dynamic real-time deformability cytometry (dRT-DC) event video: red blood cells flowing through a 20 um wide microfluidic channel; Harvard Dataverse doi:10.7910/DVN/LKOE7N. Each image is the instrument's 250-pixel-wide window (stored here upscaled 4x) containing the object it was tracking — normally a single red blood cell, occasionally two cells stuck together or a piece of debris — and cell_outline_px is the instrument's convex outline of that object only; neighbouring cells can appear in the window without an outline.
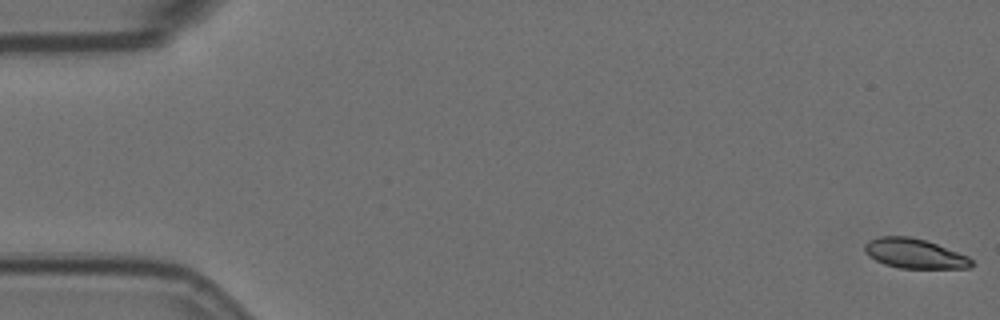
{"species": "Egyptian fruit bat (a non-hibernating species)", "species_latin": "Rousettus aegyptiacus", "temperature_condition": "room temperature", "stored_images_in_passage": 6, "camera_frame_rate_fps": 3000, "um_per_image_px": 0.085, "animal": {"sex": "female"}, "frame": {"image": 1, "passage_image": 1, "time_ms": 0.0, "image_size_px": [1000, 320], "cell_outline_px": [[976, 264], [972, 268], [900, 268], [884, 264], [868, 256], [864, 252], [864, 244], [868, 240], [880, 236], [908, 236], [924, 240], [936, 244], [968, 256]], "centroid_in_image_um": [77.73, 21.55], "position_along_channel_um": 7.3, "area_um2": 18.55}}
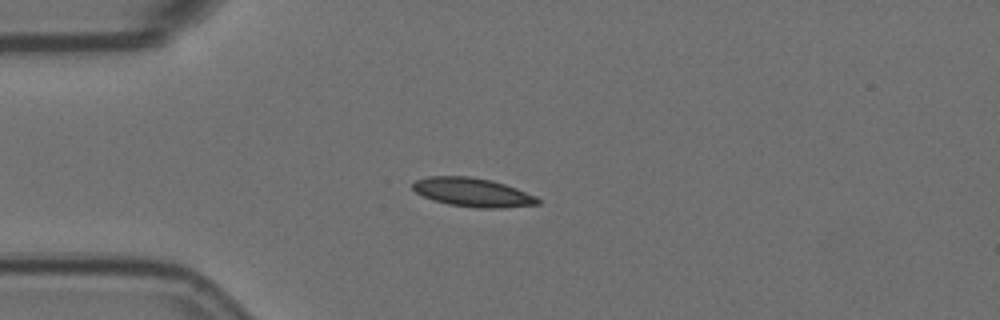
{"frame": {"image": 2, "passage_image": 5, "time_ms": 1.333, "image_size_px": [1000, 320], "cell_outline_px": [[540, 204], [504, 208], [476, 208], [448, 204], [432, 200], [416, 192], [412, 188], [412, 184], [416, 180], [428, 176], [468, 176], [492, 180], [516, 188], [536, 196], [540, 200]], "centroid_in_image_um": [40.18, 16.35], "position_along_channel_um": 44.8, "area_um2": 21.04}}